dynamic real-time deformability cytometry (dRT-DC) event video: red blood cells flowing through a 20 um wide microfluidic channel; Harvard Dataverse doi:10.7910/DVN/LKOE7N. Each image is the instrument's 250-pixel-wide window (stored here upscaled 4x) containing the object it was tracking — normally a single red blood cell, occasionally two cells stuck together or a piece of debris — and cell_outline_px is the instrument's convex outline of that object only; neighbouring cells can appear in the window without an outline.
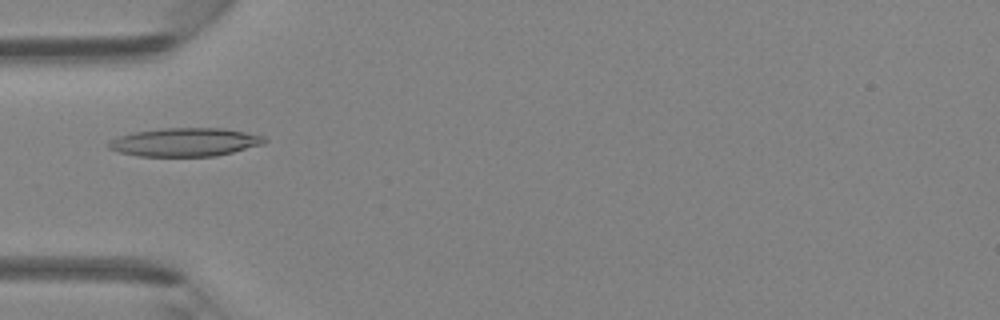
{"species": "Egyptian fruit bat (a non-hibernating species)", "species_latin": "Rousettus aegyptiacus", "temperature_condition": "room temperature", "stored_images_in_passage": 34, "camera_frame_rate_fps": 3000, "um_per_image_px": 0.085, "animal": {"sex": "female"}, "frame": {"image": 1, "passage_image": 3, "time_ms": 0.667, "image_size_px": [1000, 320], "cell_outline_px": [[268, 140], [264, 144], [216, 156], [136, 156], [120, 152], [108, 148], [108, 140], [120, 136], [136, 132], [164, 128], [224, 128], [264, 136]], "centroid_in_image_um": [15.73, 12.08], "position_along_channel_um": 69.3, "area_um2": 25.72}}
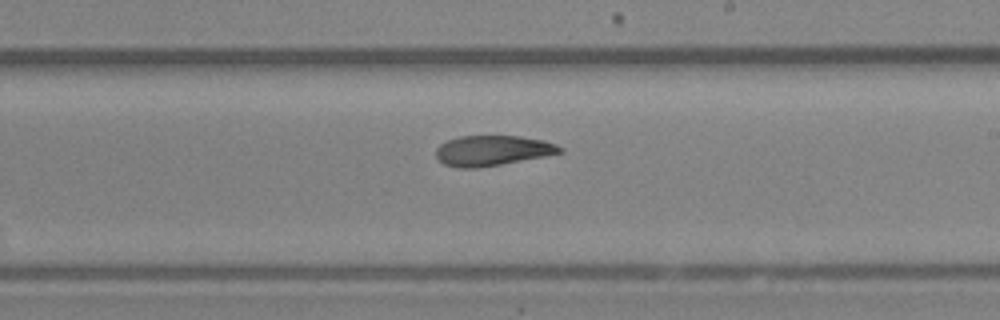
{"frame": {"image": 2, "passage_image": 15, "time_ms": 4.667, "image_size_px": [1000, 320], "cell_outline_px": [[564, 152], [544, 156], [500, 164], [476, 168], [460, 168], [444, 164], [436, 156], [436, 148], [440, 144], [448, 140], [460, 136], [520, 136], [544, 140], [556, 144], [564, 148]], "centroid_in_image_um": [41.87, 12.79], "position_along_channel_um": 247.1, "area_um2": 21.73}}
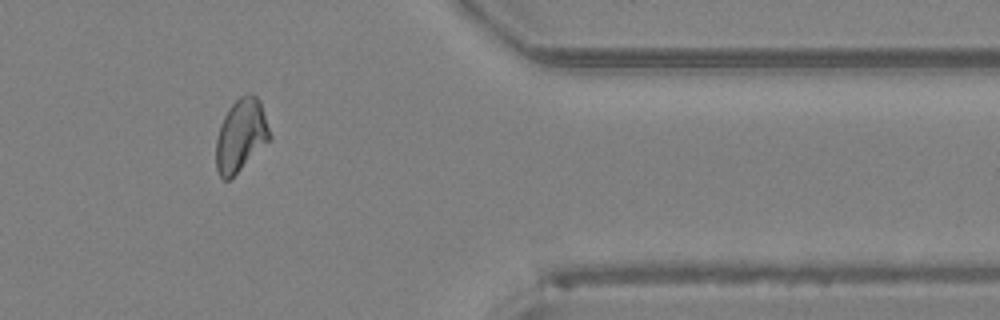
{"frame": {"image": 3, "passage_image": 26, "time_ms": 8.333, "image_size_px": [1000, 320], "cell_outline_px": [[272, 140], [228, 180], [224, 180], [220, 176], [216, 168], [216, 140], [220, 124], [228, 108], [240, 96], [248, 92], [256, 96], [260, 100], [272, 136]], "centroid_in_image_um": [20.5, 11.49], "position_along_channel_um": 390.9, "area_um2": 22.89}}